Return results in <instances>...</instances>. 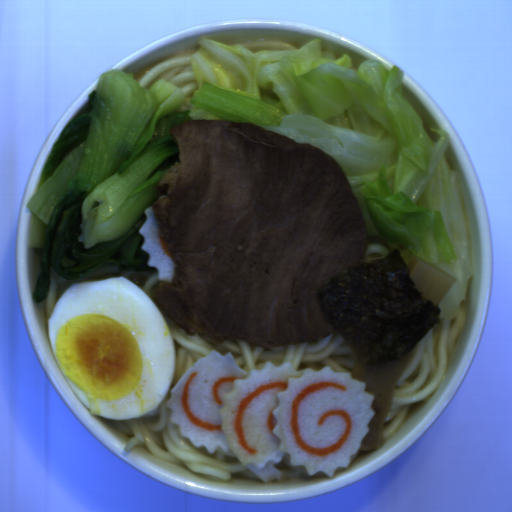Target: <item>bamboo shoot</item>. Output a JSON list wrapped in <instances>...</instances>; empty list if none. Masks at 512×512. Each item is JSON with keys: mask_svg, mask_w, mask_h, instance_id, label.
Returning a JSON list of instances; mask_svg holds the SVG:
<instances>
[{"mask_svg": "<svg viewBox=\"0 0 512 512\" xmlns=\"http://www.w3.org/2000/svg\"><path fill=\"white\" fill-rule=\"evenodd\" d=\"M414 348L415 346L402 358L383 357L376 364H364L356 358L351 377L356 381L365 382V391L373 393L376 397L371 405L375 415L368 426L369 434L362 439L358 450L372 452L384 447V424L395 400L397 384L413 355Z\"/></svg>", "mask_w": 512, "mask_h": 512, "instance_id": "1", "label": "bamboo shoot"}, {"mask_svg": "<svg viewBox=\"0 0 512 512\" xmlns=\"http://www.w3.org/2000/svg\"><path fill=\"white\" fill-rule=\"evenodd\" d=\"M405 267L409 271L408 278L414 282L418 291L423 293L421 297L432 301L438 307L458 281L456 276L415 255L411 257Z\"/></svg>", "mask_w": 512, "mask_h": 512, "instance_id": "2", "label": "bamboo shoot"}]
</instances>
